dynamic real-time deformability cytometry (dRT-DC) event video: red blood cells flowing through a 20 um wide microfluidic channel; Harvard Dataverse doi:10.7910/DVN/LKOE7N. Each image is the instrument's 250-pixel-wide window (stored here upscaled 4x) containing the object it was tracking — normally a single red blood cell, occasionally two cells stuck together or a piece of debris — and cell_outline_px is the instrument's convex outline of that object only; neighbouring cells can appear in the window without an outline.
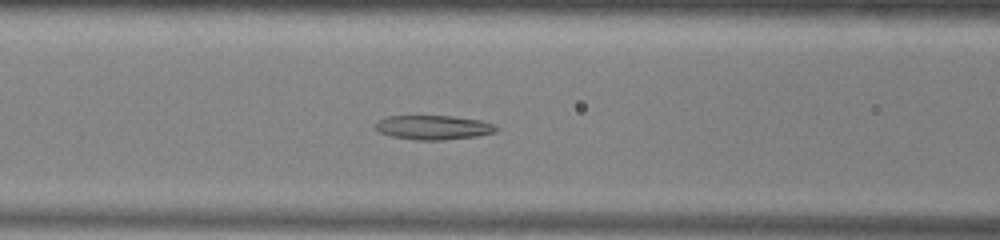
{"species": "common noctule bat (a hibernating species)", "species_latin": "Nyctalus noctula", "temperature_condition": "warm", "stored_images_in_passage": 48, "camera_frame_rate_fps": 3000, "um_per_image_px": 0.085, "animal": {"sex": "male", "body_mass_g": 13.0, "forearm_length_mm": 53.1}, "frame": {"image": 1, "passage_image": 17, "time_ms": 5.333, "image_size_px": [1000, 240], "cell_outline_px": [[500, 128], [496, 132], [476, 136], [444, 140], [416, 140], [392, 136], [380, 132], [376, 128], [376, 124], [380, 120], [388, 116], [452, 116], [480, 120], [496, 124]], "centroid_in_image_um": [36.91, 10.83], "position_along_channel_um": 129.7, "area_um2": 17.05}}
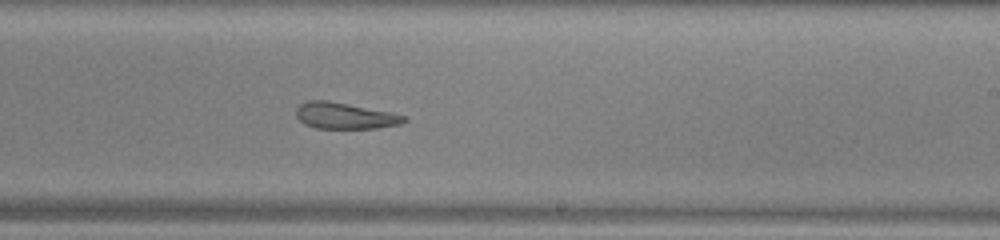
{"frame": {"image": 2, "passage_image": 27, "time_ms": 8.667, "image_size_px": [1000, 240], "cell_outline_px": [[408, 120], [400, 124], [376, 128], [316, 128], [304, 124], [296, 116], [296, 108], [300, 104], [308, 100], [328, 100], [392, 112], [404, 116]], "centroid_in_image_um": [29.3, 9.83], "position_along_channel_um": 259.7, "area_um2": 16.53}}
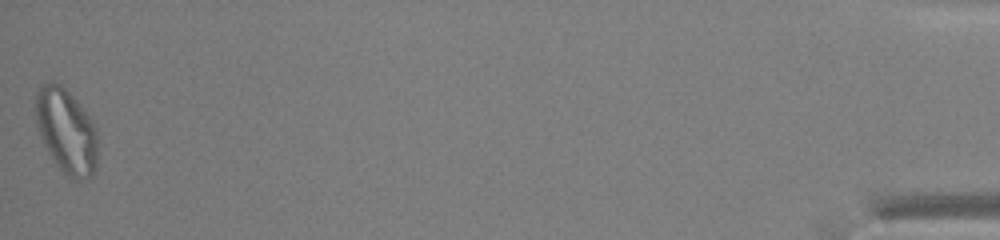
{"frame": {"image": 3, "passage_image": 48, "time_ms": 15.667, "image_size_px": [1000, 240], "cell_outline_px": [[96, 168], [92, 176], [88, 180], [76, 180], [68, 176], [56, 164], [48, 152], [40, 136], [36, 124], [36, 92], [40, 84], [60, 84], [80, 104], [88, 116], [96, 132]], "centroid_in_image_um": [5.63, 11.18], "position_along_channel_um": 429.6, "area_um2": 30.17}, "authors_computed_cell_mechanics": {"area_um2": 20.9814, "velocity_mm_per_s": 3.9097, "shape_relaxation_time_tau1_ms": null, "shape_relaxation_time_tau2_ms": 4.5532, "deformation_change_tau1": null, "deformation_change_tau2": 0.1351}}